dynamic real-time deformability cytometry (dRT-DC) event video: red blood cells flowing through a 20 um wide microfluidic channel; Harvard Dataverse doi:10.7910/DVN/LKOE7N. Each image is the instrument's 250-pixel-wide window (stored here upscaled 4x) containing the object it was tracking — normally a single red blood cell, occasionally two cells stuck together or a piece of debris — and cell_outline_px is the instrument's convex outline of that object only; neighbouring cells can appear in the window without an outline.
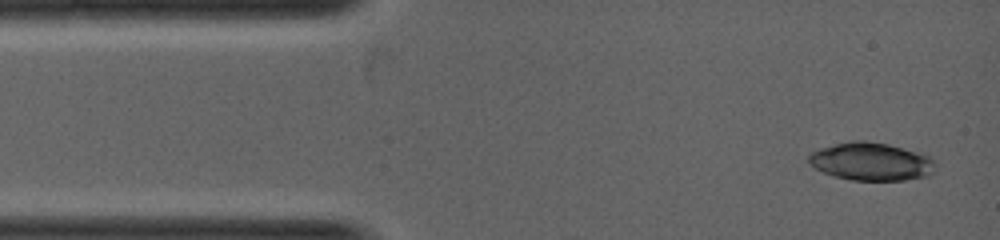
{"species": "common noctule bat (a hibernating species)", "species_latin": "Nyctalus noctula", "temperature_condition": "warm", "stored_images_in_passage": 4, "camera_frame_rate_fps": 5000, "um_per_image_px": 0.085, "animal": {"sex": "female", "body_mass_g": 19.0, "forearm_length_mm": 53.3}, "frame": {"image": 1, "passage_image": 1, "time_ms": 0.0, "image_size_px": [1000, 240], "cell_outline_px": [[936, 164], [932, 172], [928, 176], [904, 180], [852, 180], [832, 176], [808, 164], [808, 156], [812, 152], [820, 148], [852, 140], [864, 140], [888, 144], [920, 152], [932, 156]], "centroid_in_image_um": [74.07, 13.73], "position_along_channel_um": 10.9, "area_um2": 28.21}}
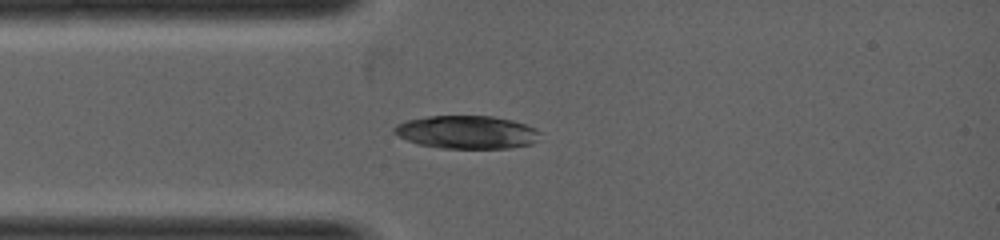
{"frame": {"image": 2, "passage_image": 4, "time_ms": 1.2, "image_size_px": [1000, 240], "cell_outline_px": [[540, 132], [536, 140], [532, 144], [508, 148], [440, 148], [420, 144], [408, 140], [392, 132], [392, 128], [396, 124], [408, 120], [428, 116], [492, 116], [512, 120], [536, 128]], "centroid_in_image_um": [39.67, 11.23], "position_along_channel_um": 45.3, "area_um2": 27.98}}